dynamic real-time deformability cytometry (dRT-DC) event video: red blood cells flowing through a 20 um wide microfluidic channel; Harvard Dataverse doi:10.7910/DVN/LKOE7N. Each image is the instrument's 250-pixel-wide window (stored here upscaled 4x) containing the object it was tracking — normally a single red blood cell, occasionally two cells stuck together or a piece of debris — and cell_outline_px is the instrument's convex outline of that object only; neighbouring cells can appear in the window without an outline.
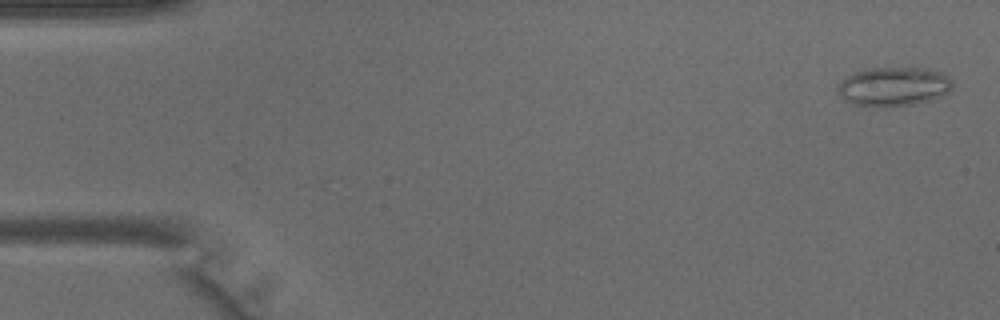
{"species": "common noctule bat (a hibernating species)", "species_latin": "Nyctalus noctula", "temperature_condition": "warm", "stored_images_in_passage": 5, "camera_frame_rate_fps": 3000, "um_per_image_px": 0.085, "animal": {"sex": "male", "body_mass_g": 15.6}, "frame": {"image": 1, "passage_image": 1, "time_ms": 0.0, "image_size_px": [1000, 320], "cell_outline_px": [[952, 88], [948, 92], [940, 96], [928, 100], [912, 104], [852, 104], [844, 100], [836, 92], [836, 88], [840, 80], [856, 72], [872, 68], [924, 68], [940, 72], [952, 80]], "centroid_in_image_um": [75.93, 7.32], "position_along_channel_um": 9.1, "area_um2": 25.32}}